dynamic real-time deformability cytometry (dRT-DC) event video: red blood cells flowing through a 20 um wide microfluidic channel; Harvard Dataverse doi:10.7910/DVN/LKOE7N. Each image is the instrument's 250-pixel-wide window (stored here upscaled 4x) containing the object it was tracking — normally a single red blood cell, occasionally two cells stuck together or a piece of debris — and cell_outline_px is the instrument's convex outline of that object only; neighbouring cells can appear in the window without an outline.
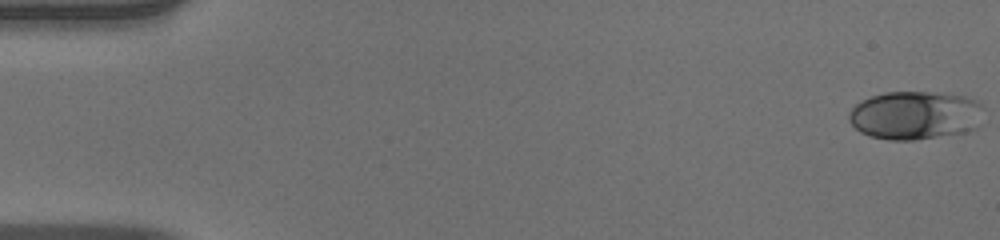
{"species": "human", "species_latin": "Homo sapiens", "temperature_condition": "warm", "stored_images_in_passage": 52, "camera_frame_rate_fps": 3000, "um_per_image_px": 0.085, "donor": {"sex": "male"}, "frame": {"image": 1, "passage_image": 1, "time_ms": 0.0, "image_size_px": [1000, 240], "cell_outline_px": [[980, 104], [976, 128], [964, 132], [912, 140], [888, 140], [872, 136], [860, 132], [848, 120], [848, 112], [860, 100], [884, 92], [928, 92], [964, 96], [976, 100]], "centroid_in_image_um": [77.7, 9.79], "position_along_channel_um": 7.3, "area_um2": 37.51}}
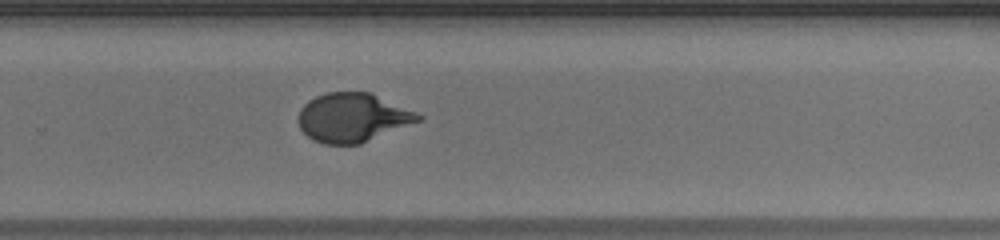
{"frame": {"image": 2, "passage_image": 35, "time_ms": 11.333, "image_size_px": [1000, 240], "cell_outline_px": [[424, 120], [360, 144], [324, 144], [312, 140], [300, 128], [300, 108], [308, 100], [316, 96], [328, 92], [372, 92], [416, 112], [424, 116]], "centroid_in_image_um": [30.02, 9.99], "position_along_channel_um": 299.8, "area_um2": 34.33}}
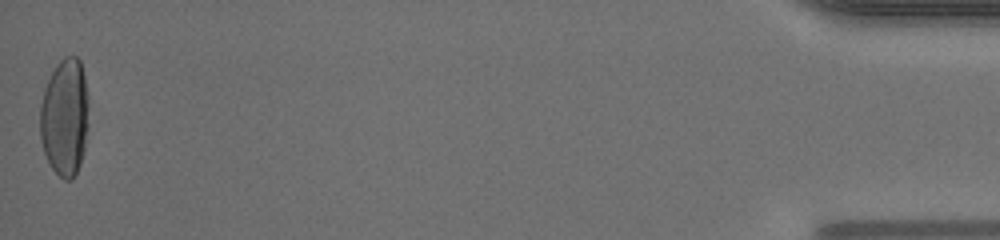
{"frame": {"image": 3, "passage_image": 52, "time_ms": 17.0, "image_size_px": [1000, 240], "cell_outline_px": [[88, 124], [84, 148], [80, 164], [72, 180], [64, 180], [52, 168], [44, 152], [40, 140], [40, 104], [44, 88], [56, 64], [64, 56], [76, 56], [80, 60], [84, 76], [88, 96]], "centroid_in_image_um": [5.5, 9.95], "position_along_channel_um": 429.7, "area_um2": 33.52}, "authors_computed_cell_mechanics": {"area_um2": 34.6511, "velocity_mm_per_s": 3.9724, "shape_relaxation_time_tau1_ms": 5.2563, "shape_relaxation_time_tau2_ms": null, "deformation_change_tau1": 0.2263, "deformation_change_tau2": null}}